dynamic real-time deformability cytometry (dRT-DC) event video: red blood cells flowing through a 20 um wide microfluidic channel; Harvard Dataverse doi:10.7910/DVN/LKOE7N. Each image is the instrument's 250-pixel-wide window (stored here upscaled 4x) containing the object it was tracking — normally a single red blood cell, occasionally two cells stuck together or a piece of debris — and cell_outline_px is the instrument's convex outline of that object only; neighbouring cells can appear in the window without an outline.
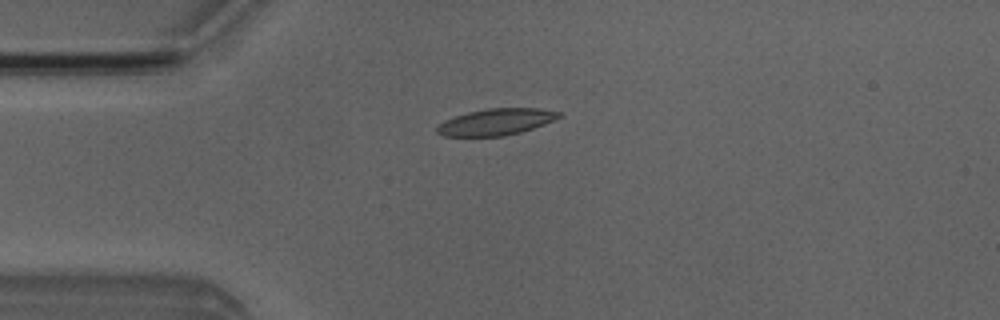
{"species": "Egyptian fruit bat (a non-hibernating species)", "species_latin": "Rousettus aegyptiacus", "temperature_condition": "room temperature", "stored_images_in_passage": 8, "camera_frame_rate_fps": 3000, "um_per_image_px": 0.085, "animal": {"sex": "male"}, "frame": {"image": 1, "passage_image": 4, "time_ms": 3.667, "image_size_px": [1000, 320], "cell_outline_px": [[564, 116], [544, 124], [520, 132], [504, 136], [444, 136], [436, 132], [436, 128], [444, 120], [468, 112], [488, 108], [536, 108], [564, 112]], "centroid_in_image_um": [42.2, 10.35], "position_along_channel_um": 42.8, "area_um2": 18.84}}